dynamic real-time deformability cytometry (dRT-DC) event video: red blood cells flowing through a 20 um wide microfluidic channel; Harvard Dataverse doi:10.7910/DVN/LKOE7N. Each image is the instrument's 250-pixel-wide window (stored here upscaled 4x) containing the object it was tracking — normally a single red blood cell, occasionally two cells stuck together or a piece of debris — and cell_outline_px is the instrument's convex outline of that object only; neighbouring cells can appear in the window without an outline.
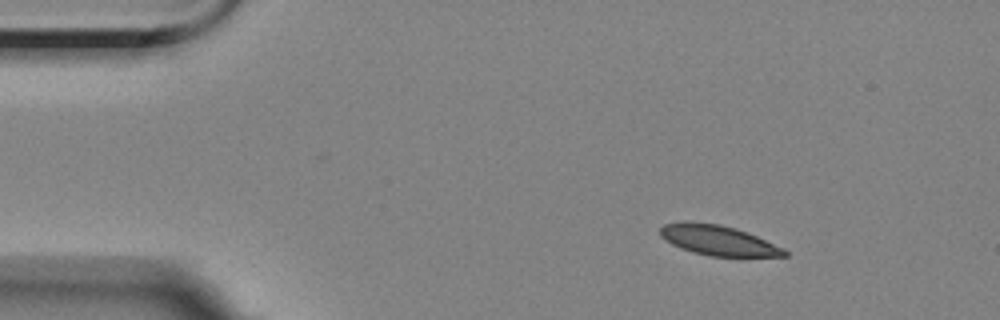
{"species": "Egyptian fruit bat (a non-hibernating species)", "species_latin": "Rousettus aegyptiacus", "temperature_condition": "room temperature", "stored_images_in_passage": 6, "camera_frame_rate_fps": 3000, "um_per_image_px": 0.085, "animal": {"sex": "female"}, "frame": {"image": 1, "passage_image": 3, "time_ms": 2.333, "image_size_px": [1000, 320], "cell_outline_px": [[788, 256], [708, 256], [692, 252], [680, 248], [672, 244], [660, 236], [660, 228], [664, 224], [720, 224], [736, 228], [756, 236], [784, 248], [788, 252]], "centroid_in_image_um": [61.1, 20.47], "position_along_channel_um": 23.9, "area_um2": 21.04}}
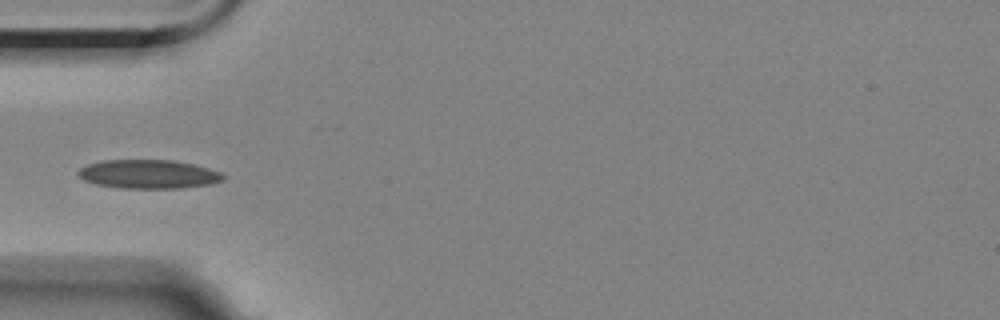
{"frame": {"image": 2, "passage_image": 6, "time_ms": 5.667, "image_size_px": [1000, 320], "cell_outline_px": [[224, 180], [212, 184], [180, 188], [120, 188], [96, 184], [84, 180], [76, 172], [80, 168], [88, 164], [100, 160], [172, 160], [192, 164], [208, 168], [220, 172], [224, 176]], "centroid_in_image_um": [12.61, 14.8], "position_along_channel_um": 72.4, "area_um2": 24.33}}